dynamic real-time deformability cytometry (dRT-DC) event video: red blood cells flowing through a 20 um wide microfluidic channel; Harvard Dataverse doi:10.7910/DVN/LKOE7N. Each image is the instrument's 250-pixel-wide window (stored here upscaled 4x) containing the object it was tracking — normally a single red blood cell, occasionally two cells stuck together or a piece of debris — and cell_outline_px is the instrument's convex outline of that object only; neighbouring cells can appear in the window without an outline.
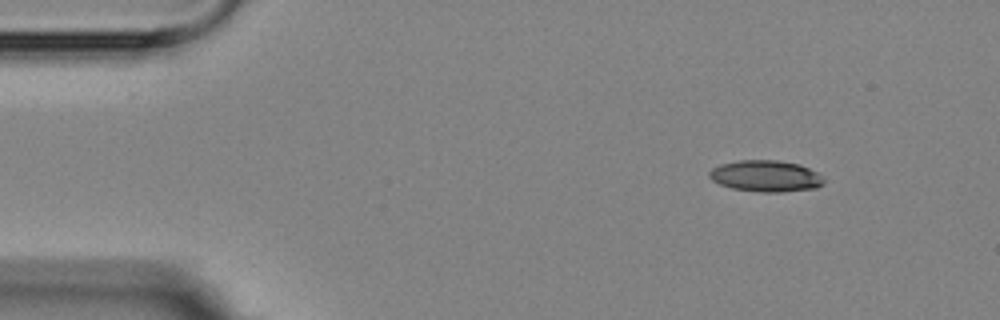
{"species": "Egyptian fruit bat (a non-hibernating species)", "species_latin": "Rousettus aegyptiacus", "temperature_condition": "room temperature", "stored_images_in_passage": 14, "camera_frame_rate_fps": 3000, "um_per_image_px": 0.085, "animal": {"sex": "female"}, "frame": {"image": 1, "passage_image": 1, "time_ms": 0.0, "image_size_px": [1000, 320], "cell_outline_px": [[824, 184], [816, 188], [780, 192], [760, 192], [732, 188], [720, 184], [712, 180], [708, 176], [708, 172], [712, 168], [720, 164], [740, 160], [776, 160], [800, 164], [816, 172], [824, 180]], "centroid_in_image_um": [65.07, 14.96], "position_along_channel_um": 19.9, "area_um2": 20.92}}
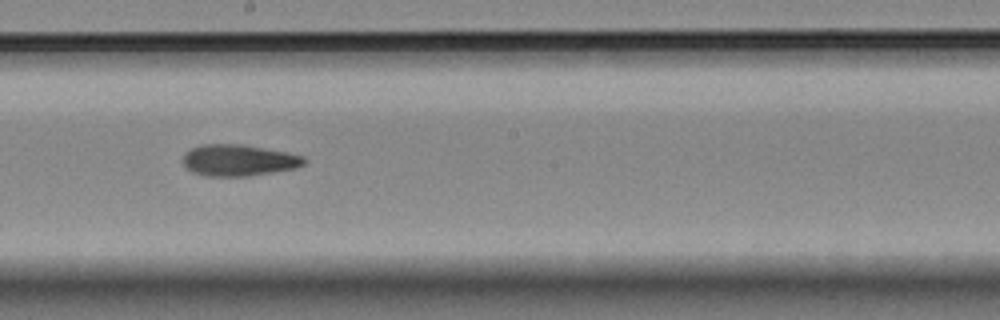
{"frame": {"image": 2, "passage_image": 7, "time_ms": 8.0, "image_size_px": [1000, 320], "cell_outline_px": [[304, 164], [296, 168], [248, 176], [204, 176], [192, 172], [180, 160], [184, 152], [200, 144], [244, 144], [288, 152], [304, 156]], "centroid_in_image_um": [20.24, 13.61], "position_along_channel_um": 228.0, "area_um2": 22.43}}
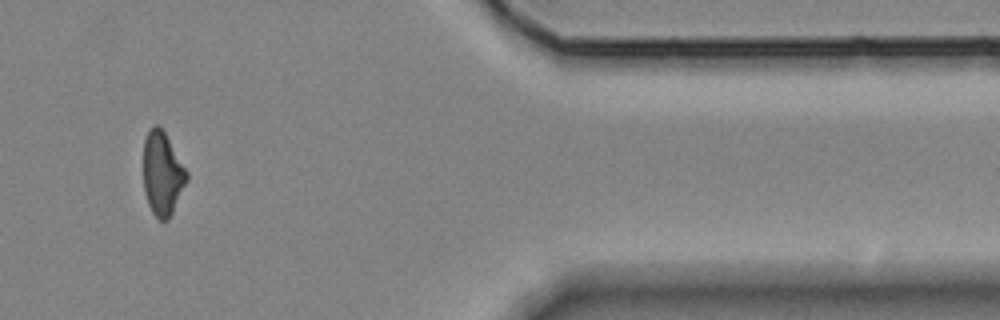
{"frame": {"image": 3, "passage_image": 12, "time_ms": 13.667, "image_size_px": [1000, 320], "cell_outline_px": [[188, 180], [168, 220], [160, 220], [152, 212], [148, 204], [144, 192], [144, 140], [152, 124], [160, 124], [188, 172]], "centroid_in_image_um": [13.8, 14.73], "position_along_channel_um": 397.6, "area_um2": 21.1}}